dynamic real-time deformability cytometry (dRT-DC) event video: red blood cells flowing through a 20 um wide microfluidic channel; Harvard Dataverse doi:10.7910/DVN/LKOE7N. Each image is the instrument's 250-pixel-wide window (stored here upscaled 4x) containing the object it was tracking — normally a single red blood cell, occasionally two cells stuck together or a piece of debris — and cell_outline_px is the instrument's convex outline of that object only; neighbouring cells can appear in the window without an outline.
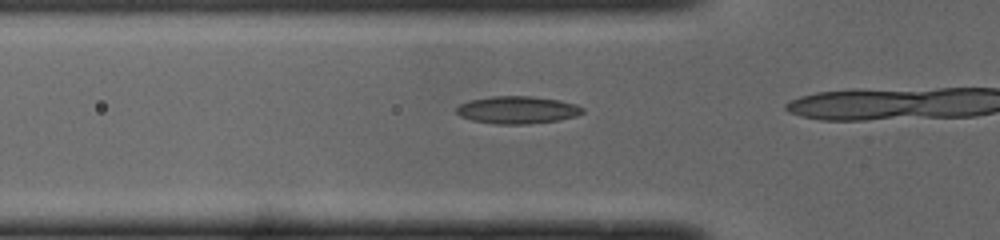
{"species": "common noctule bat (a hibernating species)", "species_latin": "Nyctalus noctula", "temperature_condition": "cold", "stored_images_in_passage": 5, "camera_frame_rate_fps": 3000, "um_per_image_px": 0.085, "animal": {"sex": "male", "body_mass_g": 19.0, "forearm_length_mm": 50.8}, "frame": {"image": 1, "passage_image": 3, "time_ms": 0.667, "image_size_px": [1000, 240], "cell_outline_px": [[584, 112], [576, 116], [560, 120], [528, 124], [496, 124], [472, 120], [460, 116], [456, 112], [456, 108], [460, 104], [468, 100], [492, 96], [528, 96], [556, 100], [576, 104], [584, 108]], "centroid_in_image_um": [43.97, 9.35], "position_along_channel_um": 81.8, "area_um2": 20.17}}